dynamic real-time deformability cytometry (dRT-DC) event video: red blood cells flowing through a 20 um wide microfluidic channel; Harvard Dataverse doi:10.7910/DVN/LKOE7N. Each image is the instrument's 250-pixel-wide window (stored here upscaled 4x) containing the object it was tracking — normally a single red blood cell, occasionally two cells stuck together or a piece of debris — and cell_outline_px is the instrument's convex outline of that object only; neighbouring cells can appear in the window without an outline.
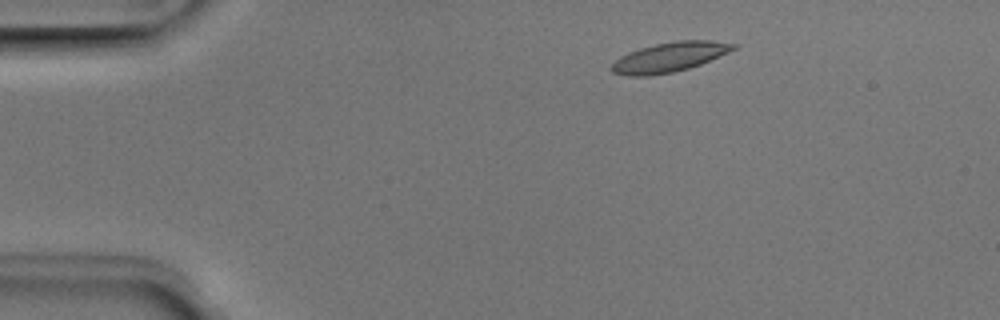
{"species": "Egyptian fruit bat (a non-hibernating species)", "species_latin": "Rousettus aegyptiacus", "temperature_condition": "room temperature", "stored_images_in_passage": 4, "camera_frame_rate_fps": 3000, "um_per_image_px": 0.085, "animal": {"sex": "male"}, "frame": {"image": 1, "passage_image": 1, "time_ms": 0.0, "image_size_px": [1000, 320], "cell_outline_px": [[740, 44], [736, 48], [728, 52], [700, 64], [688, 68], [672, 72], [648, 76], [628, 76], [612, 72], [608, 68], [620, 56], [628, 52], [640, 48], [656, 44], [676, 40], [712, 40]], "centroid_in_image_um": [56.89, 4.85], "position_along_channel_um": 28.1, "area_um2": 21.04}}